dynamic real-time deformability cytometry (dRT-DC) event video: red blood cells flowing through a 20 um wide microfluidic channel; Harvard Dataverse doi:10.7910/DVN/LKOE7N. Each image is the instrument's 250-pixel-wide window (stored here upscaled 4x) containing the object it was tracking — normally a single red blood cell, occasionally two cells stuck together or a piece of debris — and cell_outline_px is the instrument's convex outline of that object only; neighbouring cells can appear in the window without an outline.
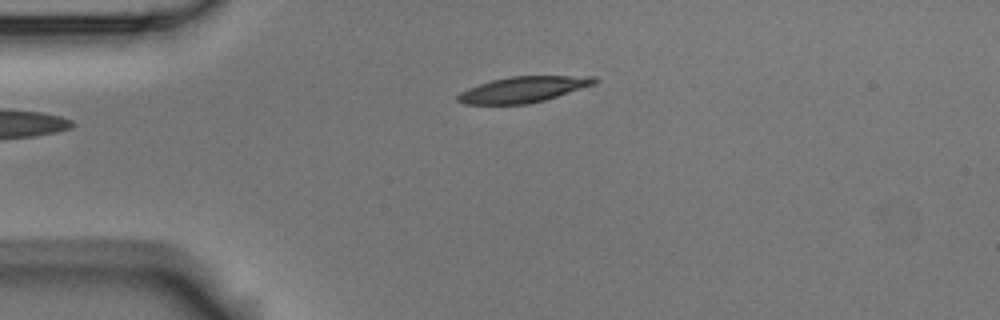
{"species": "Egyptian fruit bat (a non-hibernating species)", "species_latin": "Rousettus aegyptiacus", "temperature_condition": "room temperature", "stored_images_in_passage": 4, "camera_frame_rate_fps": 3000, "um_per_image_px": 0.085, "animal": {"sex": "male"}, "frame": {"image": 1, "passage_image": 4, "time_ms": 1.0, "image_size_px": [1000, 320], "cell_outline_px": [[596, 84], [544, 100], [528, 104], [464, 104], [456, 100], [456, 96], [460, 92], [468, 88], [492, 80], [512, 76], [596, 76]], "centroid_in_image_um": [44.46, 7.6], "position_along_channel_um": 40.5, "area_um2": 20.46}}